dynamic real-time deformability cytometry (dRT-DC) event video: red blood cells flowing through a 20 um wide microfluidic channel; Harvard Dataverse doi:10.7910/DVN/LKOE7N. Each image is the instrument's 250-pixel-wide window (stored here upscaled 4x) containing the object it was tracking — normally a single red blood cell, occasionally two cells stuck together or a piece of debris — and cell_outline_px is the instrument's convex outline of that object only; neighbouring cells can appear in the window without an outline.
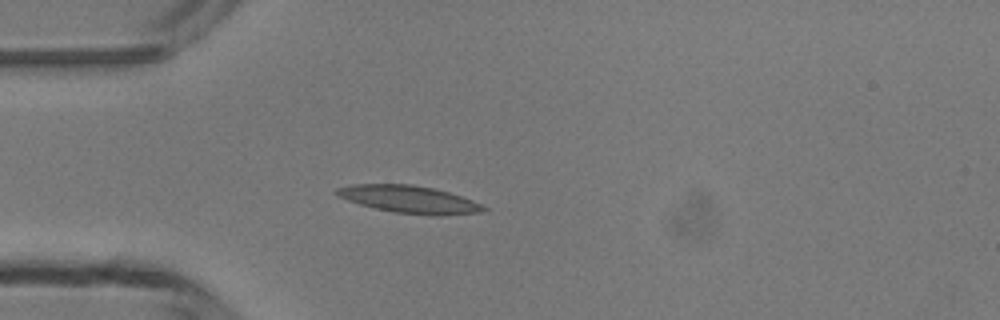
{"species": "common noctule bat (a hibernating species)", "species_latin": "Nyctalus noctula", "temperature_condition": "room temperature", "stored_images_in_passage": 39, "camera_frame_rate_fps": 3000, "um_per_image_px": 0.085, "animal": {"sex": "male", "body_mass_g": 13.3}, "frame": {"image": 1, "passage_image": 7, "time_ms": 2.0, "image_size_px": [1000, 320], "cell_outline_px": [[488, 208], [480, 212], [440, 216], [432, 216], [396, 212], [376, 208], [360, 204], [336, 196], [332, 192], [336, 188], [352, 184], [412, 184], [432, 188], [448, 192], [472, 200]], "centroid_in_image_um": [34.74, 16.94], "position_along_channel_um": 50.3, "area_um2": 23.41}}
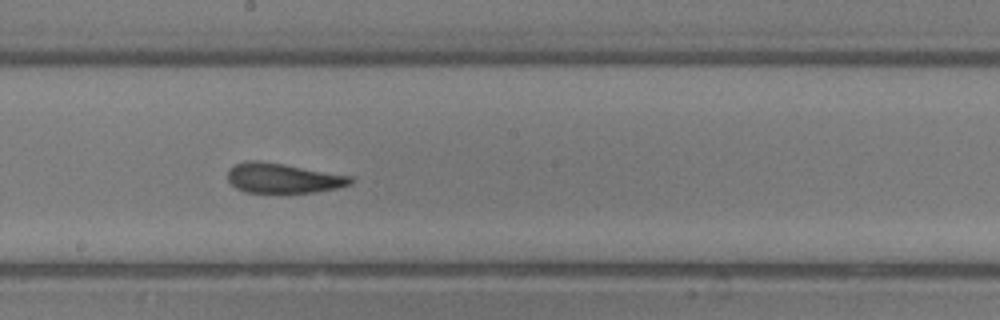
{"frame": {"image": 2, "passage_image": 20, "time_ms": 6.333, "image_size_px": [1000, 320], "cell_outline_px": [[352, 184], [336, 188], [316, 192], [244, 192], [236, 188], [228, 180], [228, 168], [236, 164], [248, 160], [256, 160], [284, 164], [352, 176]], "centroid_in_image_um": [24.04, 15.13], "position_along_channel_um": 224.2, "area_um2": 21.27}}
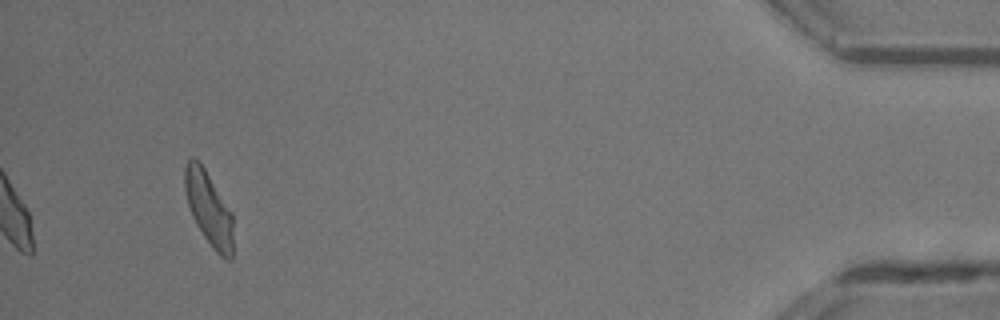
{"frame": {"image": 3, "passage_image": 39, "time_ms": 12.667, "image_size_px": [1000, 320], "cell_outline_px": [[232, 260], [228, 260], [220, 256], [212, 248], [196, 224], [192, 216], [188, 204], [184, 188], [184, 168], [188, 160], [192, 156], [200, 160], [232, 212]], "centroid_in_image_um": [17.73, 17.69], "position_along_channel_um": 417.5, "area_um2": 20.92}, "authors_computed_cell_mechanics": {"area_um2": 21.386, "velocity_mm_per_s": 4.2518, "shape_relaxation_time_tau1_ms": 5.1162, "shape_relaxation_time_tau2_ms": 0.9926, "deformation_change_tau1": 0.1981, "deformation_change_tau2": 0.0909}}